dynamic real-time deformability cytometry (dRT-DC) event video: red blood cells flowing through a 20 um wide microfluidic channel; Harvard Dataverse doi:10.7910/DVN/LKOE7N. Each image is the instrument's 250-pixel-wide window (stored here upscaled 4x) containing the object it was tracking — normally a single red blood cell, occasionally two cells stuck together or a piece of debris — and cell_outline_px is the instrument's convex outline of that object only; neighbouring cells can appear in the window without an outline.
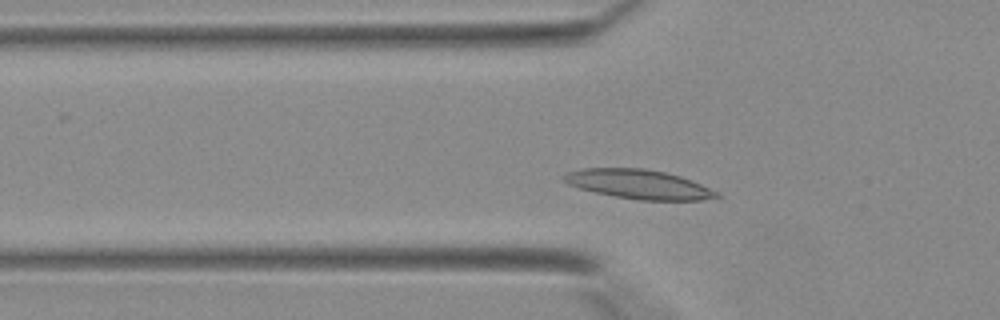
{"species": "Egyptian fruit bat (a non-hibernating species)", "species_latin": "Rousettus aegyptiacus", "temperature_condition": "warm", "stored_images_in_passage": 36, "camera_frame_rate_fps": 3000, "um_per_image_px": 0.085, "animal": {"sex": "female"}, "frame": {"image": 1, "passage_image": 8, "time_ms": 2.333, "image_size_px": [1000, 320], "cell_outline_px": [[720, 196], [700, 200], [640, 200], [616, 196], [596, 192], [580, 188], [568, 184], [560, 176], [568, 172], [580, 168], [644, 168], [664, 172], [680, 176], [700, 184], [716, 192]], "centroid_in_image_um": [54.23, 15.65], "position_along_channel_um": 71.6, "area_um2": 25.66}}
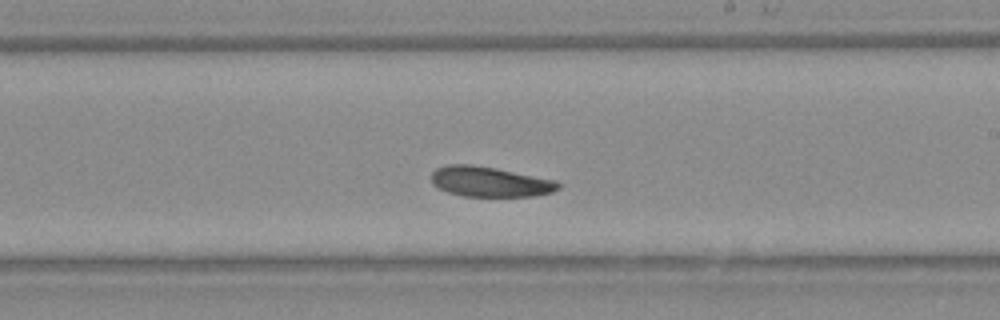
{"frame": {"image": 2, "passage_image": 19, "time_ms": 6.0, "image_size_px": [1000, 320], "cell_outline_px": [[560, 188], [552, 192], [536, 196], [464, 196], [448, 192], [432, 184], [432, 172], [436, 168], [448, 164], [472, 164], [496, 168], [556, 180], [560, 184]], "centroid_in_image_um": [41.65, 15.44], "position_along_channel_um": 247.4, "area_um2": 22.31}}
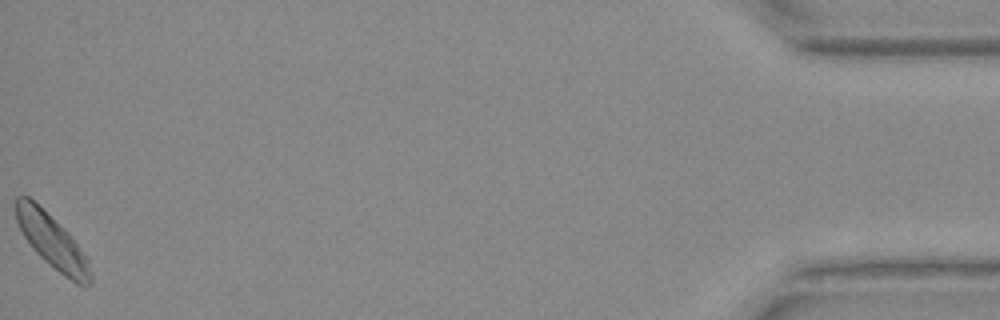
{"frame": {"image": 3, "passage_image": 36, "time_ms": 11.667, "image_size_px": [1000, 320], "cell_outline_px": [[92, 284], [76, 284], [64, 276], [44, 260], [36, 252], [24, 236], [16, 220], [12, 204], [16, 196], [28, 196], [80, 248], [88, 260], [92, 276]], "centroid_in_image_um": [4.37, 20.54], "position_along_channel_um": 430.8, "area_um2": 22.48}}